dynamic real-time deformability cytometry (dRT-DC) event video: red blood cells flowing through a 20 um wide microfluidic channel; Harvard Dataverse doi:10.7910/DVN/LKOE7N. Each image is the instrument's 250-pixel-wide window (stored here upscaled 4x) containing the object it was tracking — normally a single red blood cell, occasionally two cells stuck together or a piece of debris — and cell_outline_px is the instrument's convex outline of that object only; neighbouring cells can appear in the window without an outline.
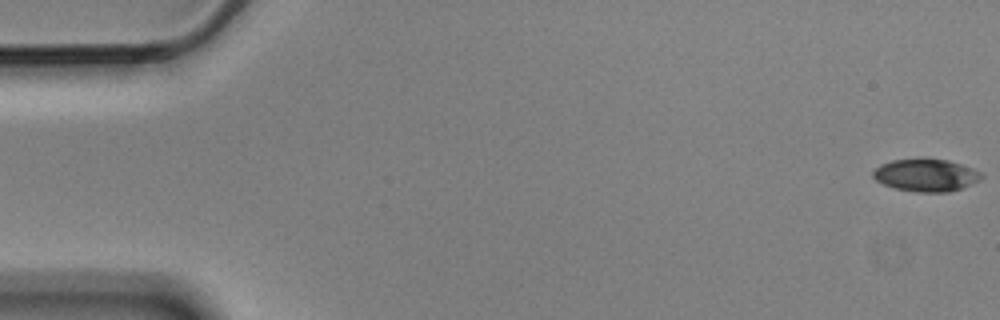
{"species": "Egyptian fruit bat (a non-hibernating species)", "species_latin": "Rousettus aegyptiacus", "temperature_condition": "cold", "stored_images_in_passage": 6, "camera_frame_rate_fps": 3000, "um_per_image_px": 0.085, "animal": {"sex": "male"}, "frame": {"image": 1, "passage_image": 1, "time_ms": 0.0, "image_size_px": [1000, 320], "cell_outline_px": [[984, 176], [980, 180], [960, 188], [948, 192], [916, 192], [896, 188], [884, 184], [876, 180], [872, 176], [872, 172], [880, 164], [892, 160], [948, 160], [984, 172]], "centroid_in_image_um": [78.73, 14.9], "position_along_channel_um": 6.3, "area_um2": 20.17}}
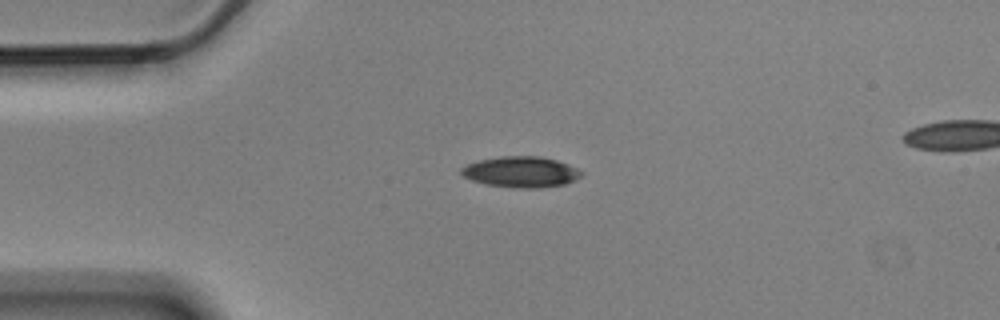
{"frame": {"image": 2, "passage_image": 5, "time_ms": 1.333, "image_size_px": [1000, 320], "cell_outline_px": [[584, 172], [576, 180], [564, 184], [540, 188], [512, 188], [488, 184], [472, 180], [464, 176], [460, 172], [460, 168], [468, 164], [480, 160], [500, 156], [540, 156], [556, 160], [568, 164]], "centroid_in_image_um": [44.3, 14.61], "position_along_channel_um": 40.7, "area_um2": 21.56}}